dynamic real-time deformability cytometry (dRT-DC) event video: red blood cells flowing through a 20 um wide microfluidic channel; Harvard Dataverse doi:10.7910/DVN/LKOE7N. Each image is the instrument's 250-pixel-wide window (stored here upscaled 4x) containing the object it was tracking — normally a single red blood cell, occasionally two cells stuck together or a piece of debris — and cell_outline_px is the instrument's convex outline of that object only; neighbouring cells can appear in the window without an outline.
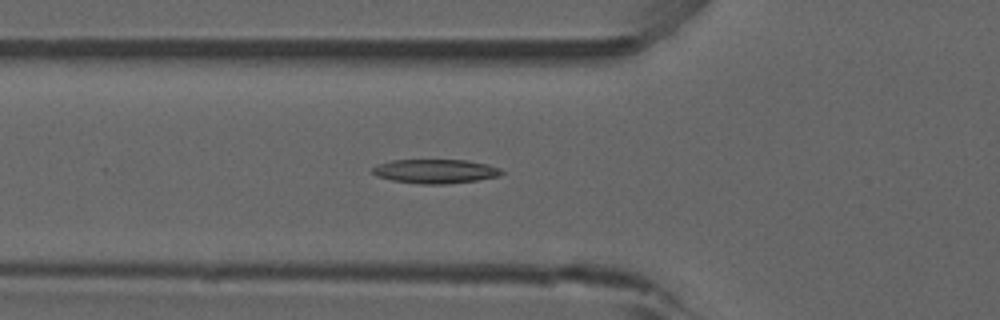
{"species": "common noctule bat (a hibernating species)", "species_latin": "Nyctalus noctula", "temperature_condition": "room temperature", "stored_images_in_passage": 52, "camera_frame_rate_fps": 3000, "um_per_image_px": 0.085, "animal": {"sex": "male", "forearm_length_mm": 52.5}, "frame": {"image": 1, "passage_image": 18, "time_ms": 5.667, "image_size_px": [1000, 320], "cell_outline_px": [[504, 172], [500, 176], [476, 180], [448, 184], [420, 184], [392, 180], [376, 176], [372, 172], [372, 168], [380, 164], [392, 160], [468, 160], [488, 164], [500, 168]], "centroid_in_image_um": [37.04, 14.56], "position_along_channel_um": 88.8, "area_um2": 18.15}}
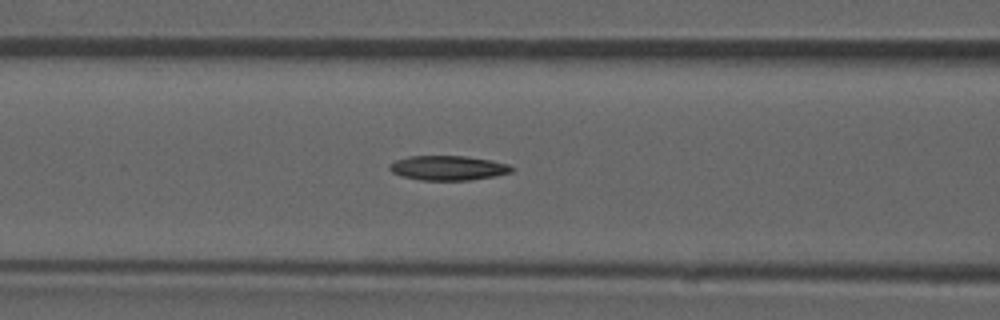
{"frame": {"image": 2, "passage_image": 21, "time_ms": 6.667, "image_size_px": [1000, 320], "cell_outline_px": [[516, 168], [512, 172], [496, 176], [468, 180], [420, 180], [404, 176], [392, 172], [388, 168], [388, 164], [396, 160], [408, 156], [468, 156], [492, 160], [508, 164]], "centroid_in_image_um": [38.12, 14.27], "position_along_channel_um": 128.5, "area_um2": 17.63}}
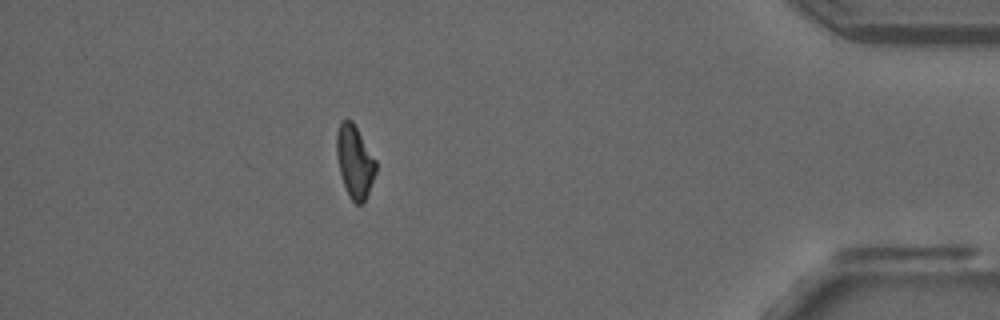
{"frame": {"image": 3, "passage_image": 46, "time_ms": 15.0, "image_size_px": [1000, 320], "cell_outline_px": [[376, 172], [364, 204], [356, 204], [352, 200], [344, 184], [340, 172], [336, 156], [336, 132], [340, 120], [352, 120], [376, 160]], "centroid_in_image_um": [30.14, 13.71], "position_along_channel_um": 405.1, "area_um2": 16.59}}